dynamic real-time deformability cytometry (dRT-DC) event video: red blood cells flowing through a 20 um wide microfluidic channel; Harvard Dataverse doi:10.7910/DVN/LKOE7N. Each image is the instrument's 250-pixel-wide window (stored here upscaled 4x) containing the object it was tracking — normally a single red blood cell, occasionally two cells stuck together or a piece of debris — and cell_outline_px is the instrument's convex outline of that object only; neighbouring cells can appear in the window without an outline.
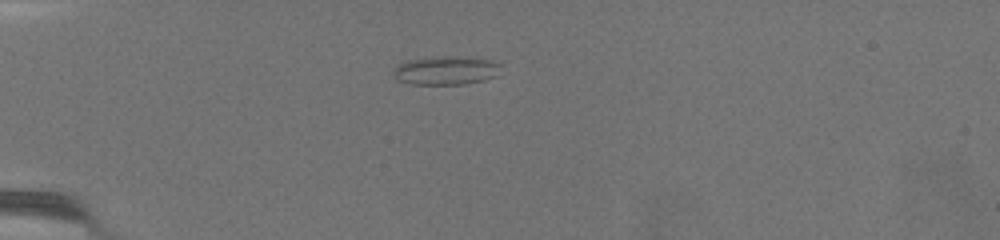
{"species": "common noctule bat (a hibernating species)", "species_latin": "Nyctalus noctula", "temperature_condition": "warm", "stored_images_in_passage": 52, "camera_frame_rate_fps": 3000, "um_per_image_px": 0.085, "animal": {"sex": "female", "body_mass_g": 19.5, "forearm_length_mm": 54.1}, "frame": {"image": 1, "passage_image": 1, "time_ms": 0.0, "image_size_px": [1000, 240], "cell_outline_px": [[500, 64], [496, 76], [484, 80], [464, 84], [412, 84], [396, 80], [392, 72], [400, 64], [408, 60], [444, 56], [452, 56], [492, 60]], "centroid_in_image_um": [37.89, 6.0], "position_along_channel_um": 47.1, "area_um2": 17.69}}
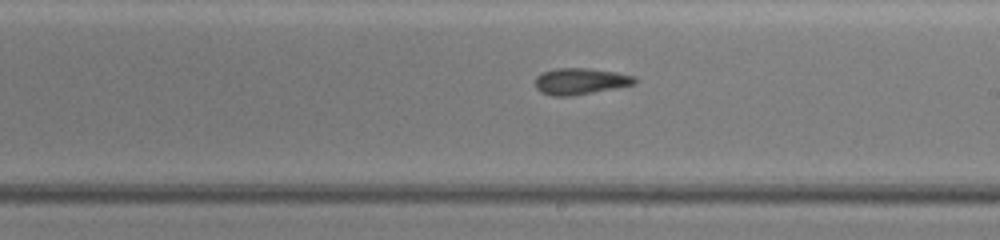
{"frame": {"image": 2, "passage_image": 24, "time_ms": 7.667, "image_size_px": [1000, 240], "cell_outline_px": [[636, 84], [572, 96], [552, 96], [540, 92], [536, 88], [536, 76], [552, 68], [588, 68], [616, 72], [636, 76]], "centroid_in_image_um": [49.33, 6.9], "position_along_channel_um": 239.7, "area_um2": 15.37}}
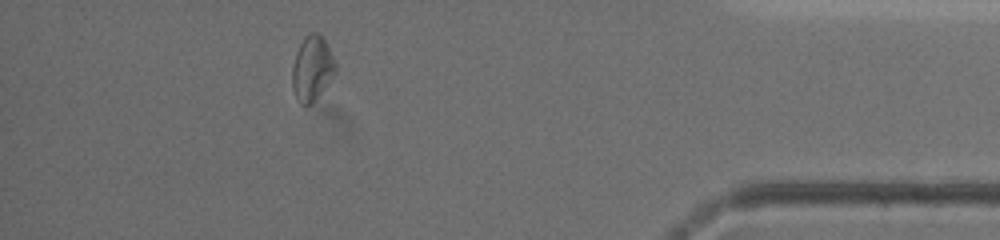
{"frame": {"image": 3, "passage_image": 45, "time_ms": 14.667, "image_size_px": [1000, 240], "cell_outline_px": [[336, 68], [324, 88], [308, 104], [300, 104], [292, 88], [292, 68], [296, 52], [304, 36], [312, 32], [316, 32], [324, 40], [336, 64]], "centroid_in_image_um": [26.49, 5.78], "position_along_channel_um": 408.7, "area_um2": 15.66}, "authors_computed_cell_mechanics": {"area_um2": 15.606, "velocity_mm_per_s": 2.9707, "shape_relaxation_time_tau1_ms": null, "shape_relaxation_time_tau2_ms": 4.6017, "deformation_change_tau1": null, "deformation_change_tau2": 0.1158}}